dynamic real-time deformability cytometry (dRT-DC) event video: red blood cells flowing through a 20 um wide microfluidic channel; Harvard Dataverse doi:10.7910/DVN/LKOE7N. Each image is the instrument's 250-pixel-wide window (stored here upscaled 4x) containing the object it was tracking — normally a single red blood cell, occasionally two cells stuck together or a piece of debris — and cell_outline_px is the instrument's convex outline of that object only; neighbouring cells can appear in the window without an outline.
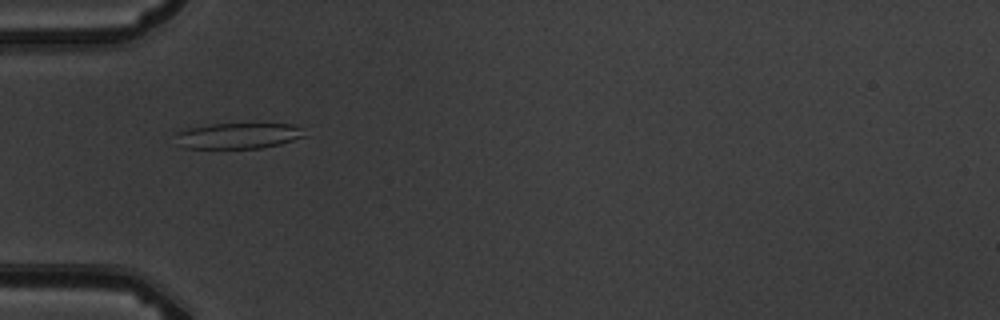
{"species": "common noctule bat (a hibernating species)", "species_latin": "Nyctalus noctula", "temperature_condition": "warm", "stored_images_in_passage": 2, "camera_frame_rate_fps": 3000, "um_per_image_px": 0.085, "animal": {"sex": "male", "body_mass_g": 19.5, "forearm_length_mm": 54.6}, "frame": {"image": 1, "passage_image": 1, "time_ms": 0.0, "image_size_px": [1000, 320], "cell_outline_px": [[308, 136], [280, 144], [264, 148], [184, 148], [176, 144], [176, 132], [180, 128], [212, 124], [292, 124], [304, 128]], "centroid_in_image_um": [20.24, 11.53], "position_along_channel_um": 64.8, "area_um2": 19.88}}
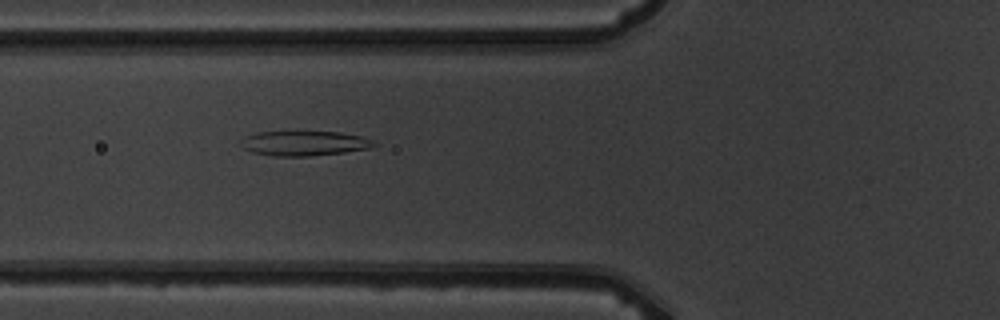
{"frame": {"image": 2, "passage_image": 2, "time_ms": 1.0, "image_size_px": [1000, 320], "cell_outline_px": [[376, 144], [368, 148], [344, 152], [308, 156], [272, 156], [252, 152], [244, 148], [240, 144], [240, 140], [244, 136], [256, 132], [340, 132], [360, 136], [372, 140]], "centroid_in_image_um": [25.79, 12.18], "position_along_channel_um": 100.0, "area_um2": 19.07}}